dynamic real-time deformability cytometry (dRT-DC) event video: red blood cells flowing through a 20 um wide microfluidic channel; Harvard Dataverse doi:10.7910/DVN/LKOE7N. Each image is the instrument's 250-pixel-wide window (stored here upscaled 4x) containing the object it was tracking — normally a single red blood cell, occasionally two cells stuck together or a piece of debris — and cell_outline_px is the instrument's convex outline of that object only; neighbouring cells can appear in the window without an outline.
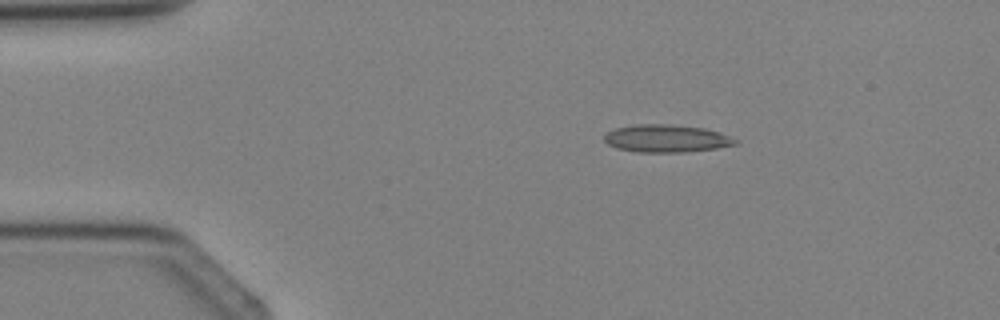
{"species": "Egyptian fruit bat (a non-hibernating species)", "species_latin": "Rousettus aegyptiacus", "temperature_condition": "cold", "stored_images_in_passage": 3, "camera_frame_rate_fps": 3000, "um_per_image_px": 0.085, "animal": {"sex": "female"}, "frame": {"image": 1, "passage_image": 2, "time_ms": 1.333, "image_size_px": [1000, 320], "cell_outline_px": [[740, 144], [716, 148], [688, 152], [636, 152], [616, 148], [608, 144], [604, 140], [604, 132], [616, 128], [636, 124], [672, 124], [704, 128], [720, 132], [740, 140]], "centroid_in_image_um": [56.67, 11.77], "position_along_channel_um": 28.3, "area_um2": 21.44}}